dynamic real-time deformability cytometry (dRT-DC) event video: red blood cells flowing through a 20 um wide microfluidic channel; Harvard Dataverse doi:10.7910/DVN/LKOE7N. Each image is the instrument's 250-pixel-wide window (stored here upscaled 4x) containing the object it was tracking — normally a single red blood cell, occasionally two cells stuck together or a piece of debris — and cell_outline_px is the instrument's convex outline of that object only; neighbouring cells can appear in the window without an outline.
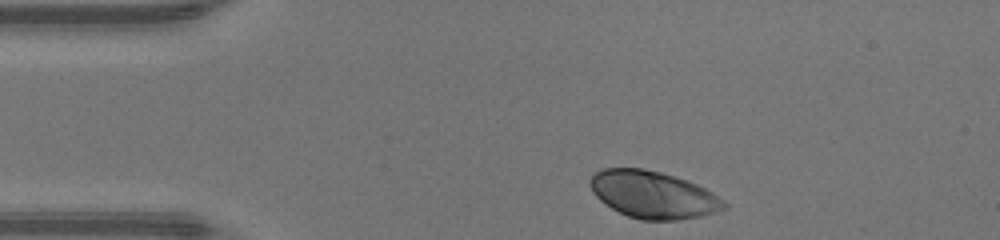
{"species": "human", "species_latin": "Homo sapiens", "temperature_condition": "warm", "stored_images_in_passage": 31, "camera_frame_rate_fps": 3000, "um_per_image_px": 0.085, "donor": {"sex": "male"}, "frame": {"image": 1, "passage_image": 1, "time_ms": 0.0, "image_size_px": [1000, 240], "cell_outline_px": [[728, 208], [716, 212], [700, 216], [676, 220], [640, 220], [628, 216], [604, 204], [592, 192], [588, 184], [588, 180], [596, 172], [604, 168], [644, 168], [660, 172], [688, 180], [712, 192], [724, 200], [728, 204]], "centroid_in_image_um": [55.51, 16.54], "position_along_channel_um": 29.5, "area_um2": 36.99}}
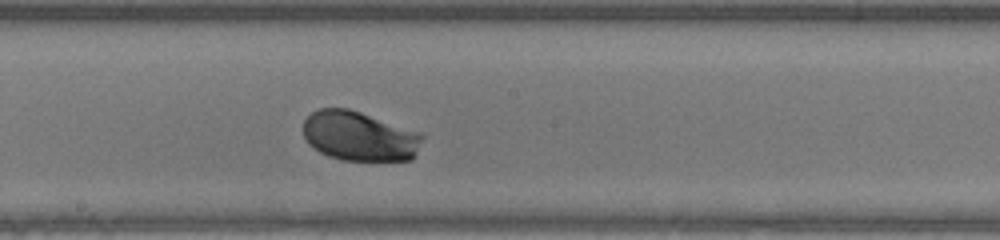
{"frame": {"image": 2, "passage_image": 18, "time_ms": 5.667, "image_size_px": [1000, 240], "cell_outline_px": [[424, 136], [412, 160], [340, 160], [328, 156], [312, 148], [308, 144], [304, 136], [304, 120], [312, 112], [320, 108], [348, 108], [420, 132]], "centroid_in_image_um": [30.53, 11.58], "position_along_channel_um": 217.7, "area_um2": 34.39}}
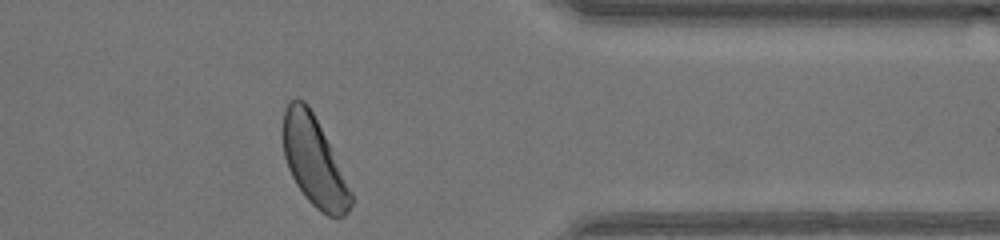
{"frame": {"image": 3, "passage_image": 31, "time_ms": 10.0, "image_size_px": [1000, 240], "cell_outline_px": [[352, 204], [348, 212], [344, 216], [328, 216], [320, 212], [304, 196], [296, 184], [288, 168], [284, 156], [280, 128], [284, 108], [292, 100], [304, 100], [308, 104], [352, 192]], "centroid_in_image_um": [26.63, 13.72], "position_along_channel_um": 384.8, "area_um2": 34.97}, "authors_computed_cell_mechanics": {"area_um2": 35.2002, "velocity_mm_per_s": 4.2517, "shape_relaxation_time_tau1_ms": 1.3481, "shape_relaxation_time_tau2_ms": null, "deformation_change_tau1": 0.1359, "deformation_change_tau2": null}}